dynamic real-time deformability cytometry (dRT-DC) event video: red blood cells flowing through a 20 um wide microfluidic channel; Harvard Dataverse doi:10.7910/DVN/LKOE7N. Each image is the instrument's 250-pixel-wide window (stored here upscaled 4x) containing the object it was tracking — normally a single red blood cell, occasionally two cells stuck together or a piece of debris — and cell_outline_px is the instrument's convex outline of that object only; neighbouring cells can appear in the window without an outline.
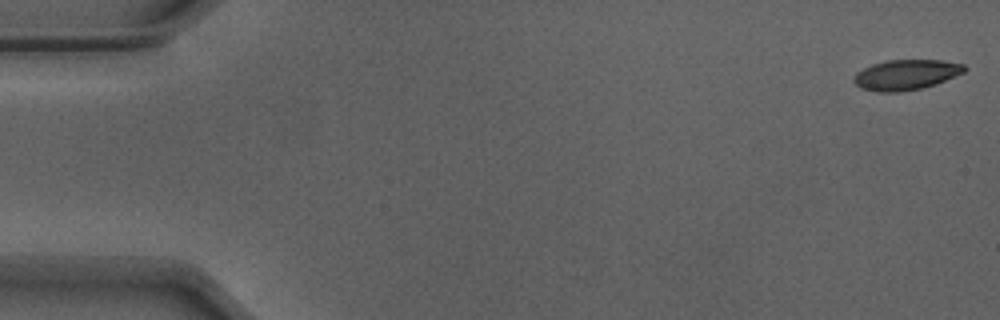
{"species": "Egyptian fruit bat (a non-hibernating species)", "species_latin": "Rousettus aegyptiacus", "temperature_condition": "warm", "stored_images_in_passage": 13, "camera_frame_rate_fps": 3000, "um_per_image_px": 0.085, "animal": {"sex": "male"}, "frame": {"image": 1, "passage_image": 1, "time_ms": 0.0, "image_size_px": [1000, 320], "cell_outline_px": [[968, 68], [964, 72], [936, 84], [920, 88], [896, 92], [876, 92], [860, 88], [852, 80], [852, 76], [856, 72], [872, 64], [888, 60], [940, 60], [964, 64]], "centroid_in_image_um": [76.98, 6.35], "position_along_channel_um": 8.0, "area_um2": 19.54}}